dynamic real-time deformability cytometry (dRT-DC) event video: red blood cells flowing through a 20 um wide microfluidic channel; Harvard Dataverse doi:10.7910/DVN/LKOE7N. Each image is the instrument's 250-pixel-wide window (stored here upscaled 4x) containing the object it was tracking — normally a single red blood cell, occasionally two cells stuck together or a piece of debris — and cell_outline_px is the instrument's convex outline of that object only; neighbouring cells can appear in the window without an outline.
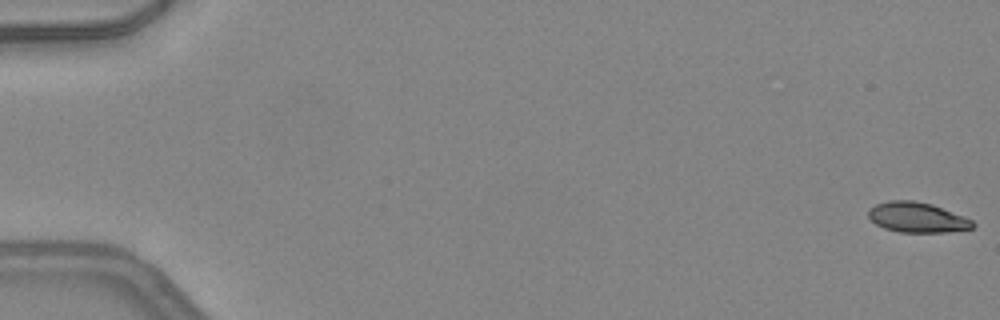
{"species": "common noctule bat (a hibernating species)", "species_latin": "Nyctalus noctula", "temperature_condition": "warm", "stored_images_in_passage": 50, "camera_frame_rate_fps": 3000, "um_per_image_px": 0.085, "animal": {"sex": "female", "body_mass_g": 24.6, "forearm_length_mm": 56.2}, "frame": {"image": 1, "passage_image": 1, "time_ms": 0.0, "image_size_px": [1000, 320], "cell_outline_px": [[976, 224], [972, 228], [948, 232], [900, 232], [884, 228], [876, 224], [868, 216], [868, 208], [876, 204], [888, 200], [912, 200], [932, 204], [964, 216], [972, 220]], "centroid_in_image_um": [77.95, 18.47], "position_along_channel_um": 7.1, "area_um2": 18.38}}
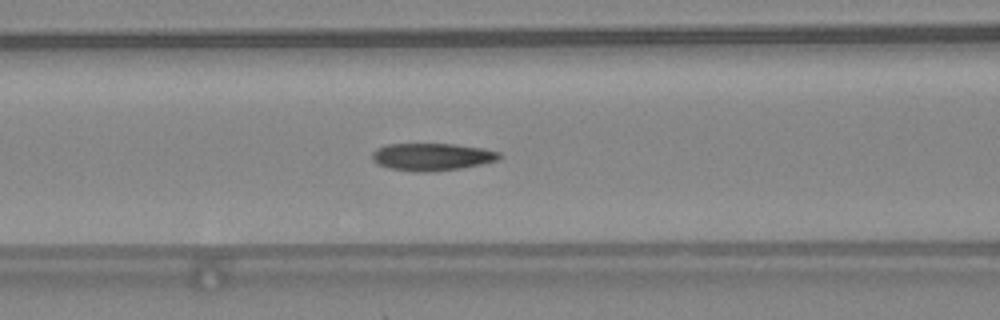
{"frame": {"image": 2, "passage_image": 22, "time_ms": 7.0, "image_size_px": [1000, 320], "cell_outline_px": [[500, 156], [496, 160], [480, 164], [460, 168], [432, 172], [416, 172], [388, 168], [376, 164], [372, 160], [372, 152], [376, 148], [388, 144], [456, 144], [484, 148], [500, 152]], "centroid_in_image_um": [36.67, 13.33], "position_along_channel_um": 129.9, "area_um2": 20.4}}
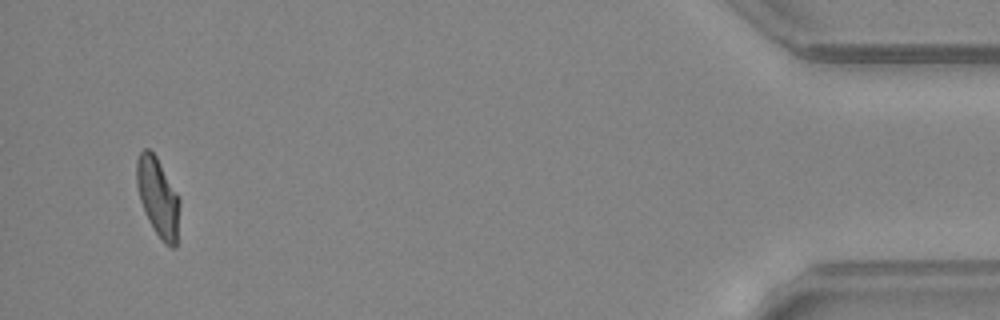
{"frame": {"image": 3, "passage_image": 48, "time_ms": 15.667, "image_size_px": [1000, 320], "cell_outline_px": [[180, 204], [176, 248], [172, 248], [164, 244], [148, 220], [144, 212], [140, 200], [136, 184], [136, 160], [140, 152], [144, 148], [148, 148], [156, 156], [176, 192], [180, 200]], "centroid_in_image_um": [13.42, 16.77], "position_along_channel_um": 421.8, "area_um2": 19.77}, "authors_computed_cell_mechanics": {"area_um2": 20.1144, "velocity_mm_per_s": 4.2534, "shape_relaxation_time_tau1_ms": null, "shape_relaxation_time_tau2_ms": 2.1469, "deformation_change_tau1": null, "deformation_change_tau2": 0.076}}